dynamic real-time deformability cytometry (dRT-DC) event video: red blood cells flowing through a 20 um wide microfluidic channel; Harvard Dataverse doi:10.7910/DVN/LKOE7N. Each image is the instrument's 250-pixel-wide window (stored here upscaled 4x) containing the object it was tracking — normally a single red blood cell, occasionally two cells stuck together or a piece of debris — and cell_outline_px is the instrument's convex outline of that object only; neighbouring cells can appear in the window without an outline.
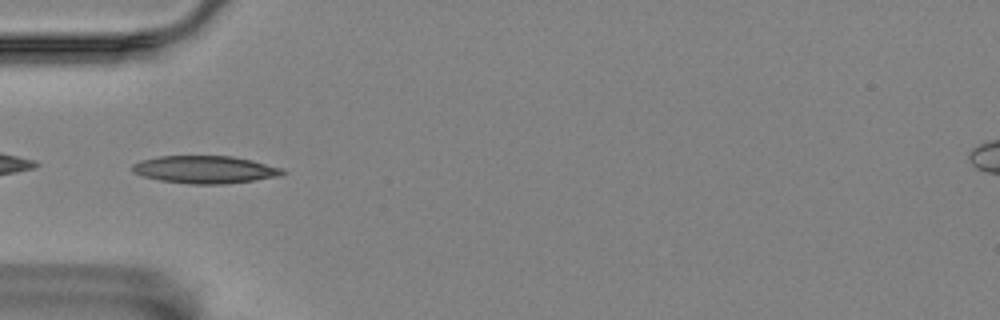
{"species": "Egyptian fruit bat (a non-hibernating species)", "species_latin": "Rousettus aegyptiacus", "temperature_condition": "room temperature", "stored_images_in_passage": 40, "camera_frame_rate_fps": 3000, "um_per_image_px": 0.085, "animal": {"sex": "female"}, "frame": {"image": 1, "passage_image": 1, "time_ms": 0.0, "image_size_px": [1000, 320], "cell_outline_px": [[288, 172], [276, 176], [252, 180], [224, 184], [192, 184], [160, 180], [144, 176], [132, 172], [132, 164], [140, 160], [160, 156], [232, 156], [252, 160], [284, 168]], "centroid_in_image_um": [17.42, 14.4], "position_along_channel_um": 67.6, "area_um2": 24.04}}
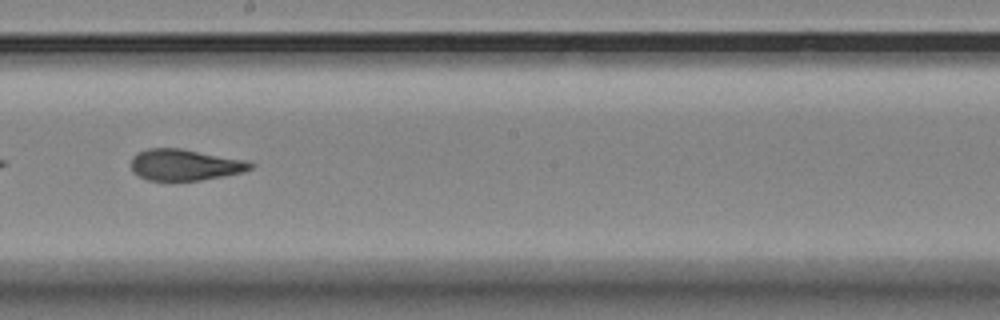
{"frame": {"image": 2, "passage_image": 15, "time_ms": 4.667, "image_size_px": [1000, 320], "cell_outline_px": [[256, 164], [252, 168], [244, 172], [200, 180], [148, 180], [140, 176], [132, 168], [132, 156], [148, 148], [180, 148], [248, 160]], "centroid_in_image_um": [15.78, 14.0], "position_along_channel_um": 232.4, "area_um2": 21.62}}
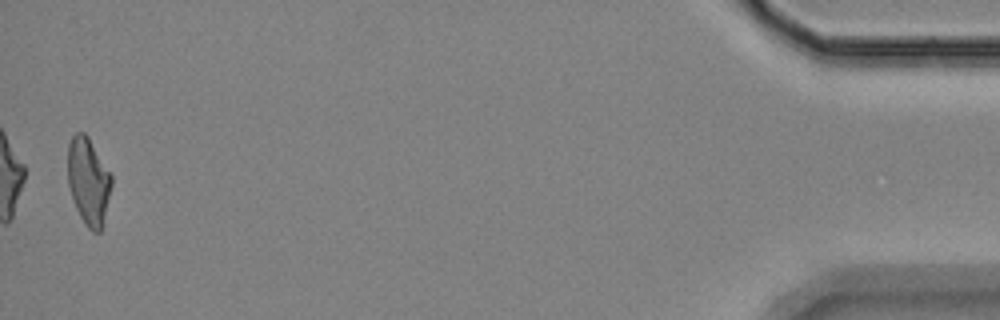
{"frame": {"image": 3, "passage_image": 39, "time_ms": 12.667, "image_size_px": [1000, 320], "cell_outline_px": [[112, 184], [100, 232], [92, 232], [88, 228], [80, 216], [76, 208], [68, 184], [68, 144], [72, 136], [76, 132], [84, 132], [88, 136], [112, 176]], "centroid_in_image_um": [7.5, 15.37], "position_along_channel_um": 427.7, "area_um2": 21.91}, "authors_computed_cell_mechanics": {"area_um2": 22.3108, "velocity_mm_per_s": 3.5204, "shape_relaxation_time_tau1_ms": 9.2609, "shape_relaxation_time_tau2_ms": 1.7093, "deformation_change_tau1": 0.2425, "deformation_change_tau2": 0.0852}}